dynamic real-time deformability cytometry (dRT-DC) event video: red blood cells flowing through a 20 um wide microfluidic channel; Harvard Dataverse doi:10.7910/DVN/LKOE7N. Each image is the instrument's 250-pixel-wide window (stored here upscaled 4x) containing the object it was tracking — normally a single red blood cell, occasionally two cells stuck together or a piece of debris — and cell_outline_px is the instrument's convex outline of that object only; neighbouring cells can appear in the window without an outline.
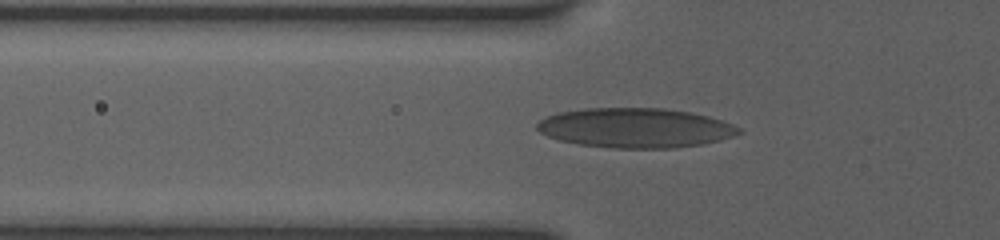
{"species": "human", "species_latin": "Homo sapiens", "temperature_condition": "room temperature", "stored_images_in_passage": 68, "camera_frame_rate_fps": 3000, "um_per_image_px": 0.085, "donor": {"sex": "female"}, "frame": {"image": 1, "passage_image": 23, "time_ms": 5.667, "image_size_px": [1000, 240], "cell_outline_px": [[744, 132], [720, 140], [700, 144], [672, 148], [616, 148], [576, 144], [560, 140], [548, 136], [540, 132], [536, 128], [536, 124], [540, 120], [556, 112], [584, 108], [664, 108], [692, 112], [708, 116], [732, 124], [740, 128]], "centroid_in_image_um": [53.99, 10.86], "position_along_channel_um": 71.8, "area_um2": 46.7}}
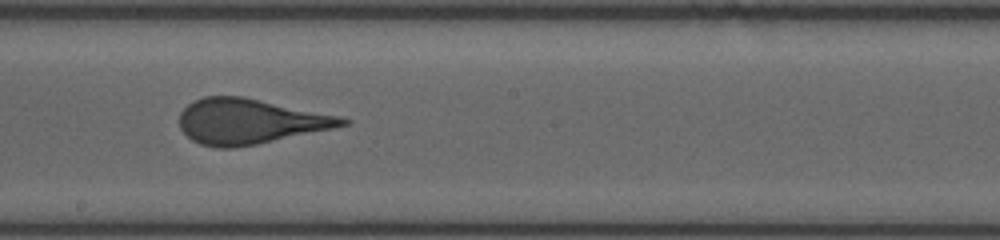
{"frame": {"image": 2, "passage_image": 38, "time_ms": 9.667, "image_size_px": [1000, 240], "cell_outline_px": [[352, 120], [348, 124], [332, 128], [256, 144], [232, 148], [216, 148], [200, 144], [192, 140], [180, 128], [180, 112], [192, 100], [204, 96], [244, 96], [340, 116]], "centroid_in_image_um": [21.2, 10.3], "position_along_channel_um": 227.0, "area_um2": 42.71}}
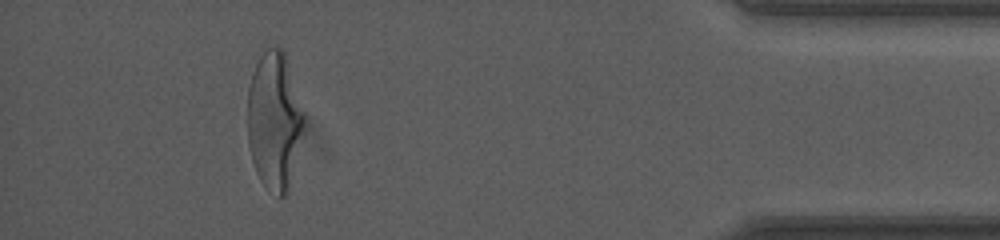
{"frame": {"image": 3, "passage_image": 62, "time_ms": 15.667, "image_size_px": [1000, 240], "cell_outline_px": [[304, 132], [288, 192], [280, 200], [260, 180], [256, 172], [252, 160], [248, 144], [248, 88], [252, 72], [260, 56], [268, 48], [284, 48], [304, 116]], "centroid_in_image_um": [23.32, 10.3], "position_along_channel_um": 411.9, "area_um2": 45.37}, "authors_computed_cell_mechanics": {"area_um2": 44.1014, "velocity_mm_per_s": 3.8795, "shape_relaxation_time_tau1_ms": 7.462, "shape_relaxation_time_tau2_ms": null, "deformation_change_tau1": 0.2413, "deformation_change_tau2": null}}